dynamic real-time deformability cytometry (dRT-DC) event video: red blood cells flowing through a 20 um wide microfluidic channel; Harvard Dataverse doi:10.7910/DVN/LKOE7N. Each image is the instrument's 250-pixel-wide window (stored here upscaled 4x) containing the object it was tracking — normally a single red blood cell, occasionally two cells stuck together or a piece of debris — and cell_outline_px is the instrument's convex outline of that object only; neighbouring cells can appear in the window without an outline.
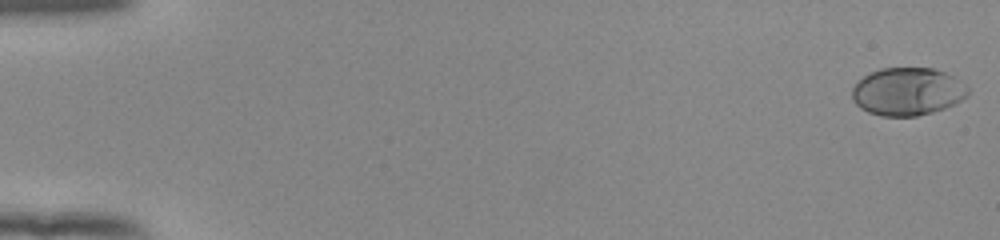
{"species": "human", "species_latin": "Homo sapiens", "temperature_condition": "room temperature", "stored_images_in_passage": 54, "camera_frame_rate_fps": 3000, "um_per_image_px": 0.085, "donor": {"sex": "female"}, "frame": {"image": 1, "passage_image": 1, "time_ms": 0.0, "image_size_px": [1000, 240], "cell_outline_px": [[968, 96], [944, 108], [932, 112], [916, 116], [880, 116], [868, 112], [860, 108], [852, 100], [852, 88], [864, 76], [880, 68], [932, 68], [944, 72], [960, 80], [968, 88]], "centroid_in_image_um": [77.12, 7.79], "position_along_channel_um": 7.9, "area_um2": 32.14}}
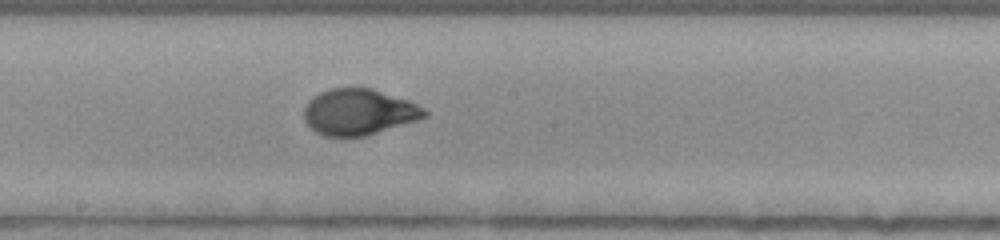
{"frame": {"image": 2, "passage_image": 31, "time_ms": 10.0, "image_size_px": [1000, 240], "cell_outline_px": [[428, 116], [416, 120], [364, 136], [324, 136], [316, 132], [304, 120], [304, 104], [312, 96], [328, 88], [372, 88], [408, 100], [424, 108], [428, 112]], "centroid_in_image_um": [30.46, 9.5], "position_along_channel_um": 217.7, "area_um2": 32.25}}
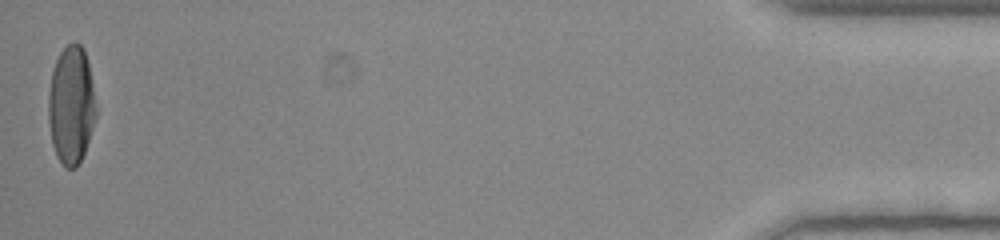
{"frame": {"image": 3, "passage_image": 54, "time_ms": 17.667, "image_size_px": [1000, 240], "cell_outline_px": [[96, 116], [84, 152], [76, 168], [64, 168], [56, 156], [52, 144], [48, 120], [48, 92], [52, 72], [56, 60], [60, 52], [72, 40], [76, 40], [84, 48], [88, 64], [92, 84], [96, 108]], "centroid_in_image_um": [6.03, 8.92], "position_along_channel_um": 429.2, "area_um2": 32.83}, "authors_computed_cell_mechanics": {"area_um2": 32.3102, "velocity_mm_per_s": 3.8798, "shape_relaxation_time_tau1_ms": 4.2357, "shape_relaxation_time_tau2_ms": null, "deformation_change_tau1": 0.2126, "deformation_change_tau2": null}}